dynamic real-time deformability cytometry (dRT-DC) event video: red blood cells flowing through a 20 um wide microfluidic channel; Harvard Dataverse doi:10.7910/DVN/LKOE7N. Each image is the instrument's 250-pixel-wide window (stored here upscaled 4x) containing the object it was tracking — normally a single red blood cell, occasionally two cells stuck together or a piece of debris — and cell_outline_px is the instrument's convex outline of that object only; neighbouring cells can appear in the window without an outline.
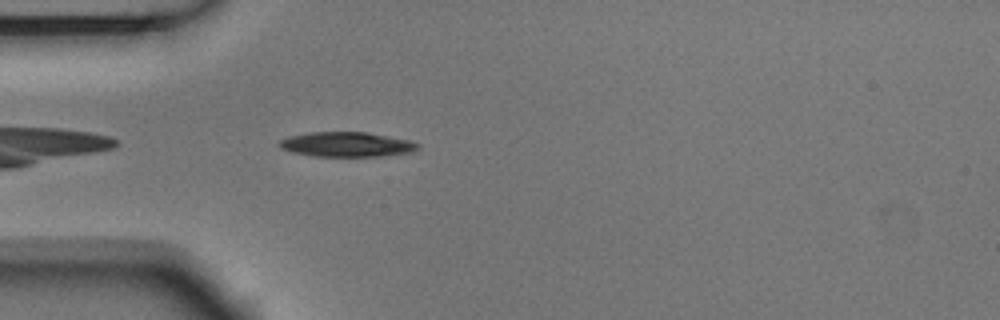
{"species": "Egyptian fruit bat (a non-hibernating species)", "species_latin": "Rousettus aegyptiacus", "temperature_condition": "room temperature", "stored_images_in_passage": 41, "camera_frame_rate_fps": 3000, "um_per_image_px": 0.085, "animal": {"sex": "male"}, "frame": {"image": 1, "passage_image": 3, "time_ms": 0.667, "image_size_px": [1000, 320], "cell_outline_px": [[420, 144], [412, 152], [384, 156], [316, 156], [292, 152], [280, 148], [280, 140], [288, 136], [312, 132], [364, 132], [412, 140]], "centroid_in_image_um": [29.49, 12.27], "position_along_channel_um": 55.5, "area_um2": 19.88}}
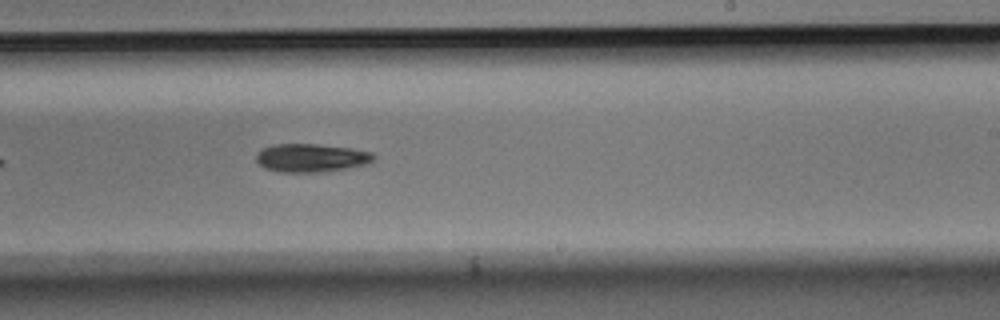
{"frame": {"image": 2, "passage_image": 20, "time_ms": 6.333, "image_size_px": [1000, 320], "cell_outline_px": [[376, 156], [368, 164], [348, 168], [324, 172], [276, 172], [264, 168], [256, 160], [256, 152], [260, 148], [272, 144], [316, 144], [352, 148], [372, 152]], "centroid_in_image_um": [26.42, 13.42], "position_along_channel_um": 262.6, "area_um2": 19.71}}
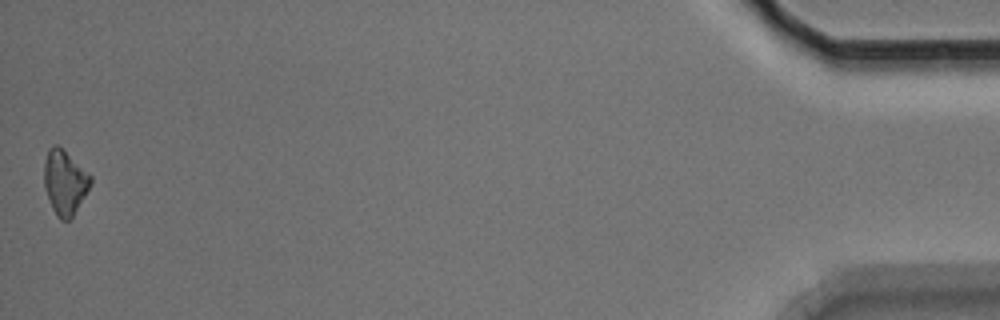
{"frame": {"image": 3, "passage_image": 41, "time_ms": 13.333, "image_size_px": [1000, 320], "cell_outline_px": [[92, 184], [72, 216], [68, 220], [60, 220], [56, 216], [52, 208], [44, 188], [44, 164], [48, 148], [52, 144], [56, 144], [64, 148], [92, 176]], "centroid_in_image_um": [5.5, 15.45], "position_along_channel_um": 429.7, "area_um2": 17.69}, "authors_computed_cell_mechanics": {"area_um2": 19.3052, "velocity_mm_per_s": 3.7354, "shape_relaxation_time_tau1_ms": 2.7012, "shape_relaxation_time_tau2_ms": null, "deformation_change_tau1": 0.1068, "deformation_change_tau2": null}}